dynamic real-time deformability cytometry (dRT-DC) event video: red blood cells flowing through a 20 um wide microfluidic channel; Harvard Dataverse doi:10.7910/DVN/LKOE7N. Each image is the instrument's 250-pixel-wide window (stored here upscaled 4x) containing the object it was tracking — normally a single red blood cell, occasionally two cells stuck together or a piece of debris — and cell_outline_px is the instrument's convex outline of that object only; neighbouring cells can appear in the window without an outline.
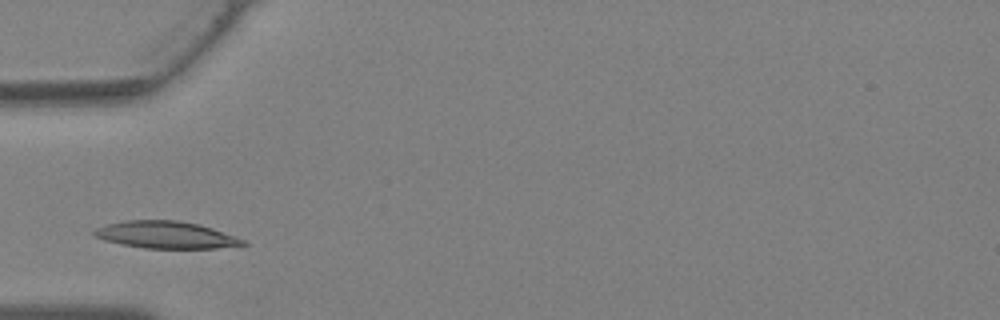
{"species": "Egyptian fruit bat (a non-hibernating species)", "species_latin": "Rousettus aegyptiacus", "temperature_condition": "warm", "stored_images_in_passage": 22, "camera_frame_rate_fps": 3000, "um_per_image_px": 0.085, "animal": {"sex": "female"}, "frame": {"image": 1, "passage_image": 4, "time_ms": 1.0, "image_size_px": [1000, 320], "cell_outline_px": [[248, 244], [216, 248], [144, 248], [120, 244], [104, 240], [96, 236], [92, 232], [96, 228], [108, 224], [124, 220], [180, 220], [200, 224], [236, 236], [244, 240]], "centroid_in_image_um": [14.1, 19.96], "position_along_channel_um": 70.9, "area_um2": 23.47}}
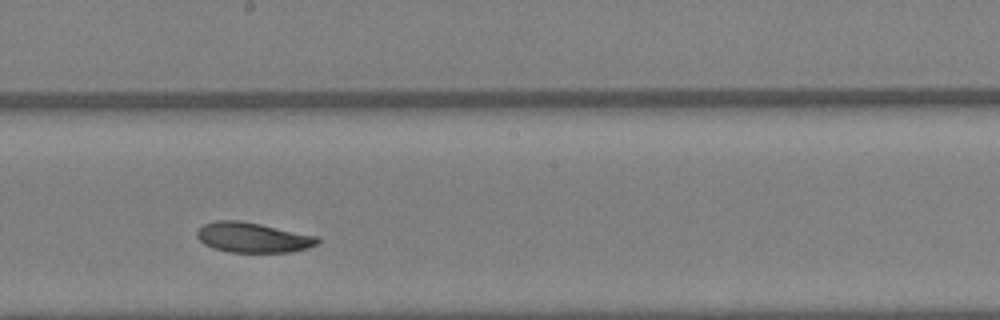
{"frame": {"image": 2, "passage_image": 13, "time_ms": 4.0, "image_size_px": [1000, 320], "cell_outline_px": [[320, 240], [316, 244], [308, 248], [292, 252], [228, 252], [212, 248], [204, 244], [196, 236], [196, 232], [204, 224], [216, 220], [236, 220], [260, 224], [320, 236]], "centroid_in_image_um": [21.51, 20.19], "position_along_channel_um": 226.7, "area_um2": 21.21}}
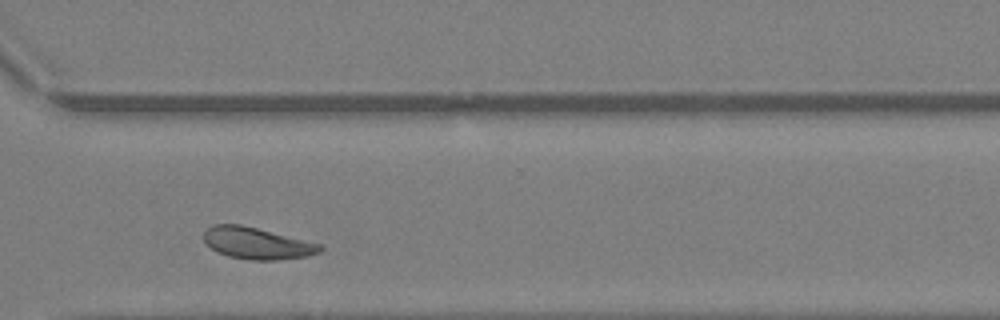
{"frame": {"image": 3, "passage_image": 20, "time_ms": 6.333, "image_size_px": [1000, 320], "cell_outline_px": [[324, 248], [320, 252], [308, 256], [280, 260], [248, 260], [228, 256], [216, 252], [204, 240], [204, 232], [212, 224], [240, 224], [324, 244]], "centroid_in_image_um": [21.89, 20.68], "position_along_channel_um": 348.7, "area_um2": 21.68}}